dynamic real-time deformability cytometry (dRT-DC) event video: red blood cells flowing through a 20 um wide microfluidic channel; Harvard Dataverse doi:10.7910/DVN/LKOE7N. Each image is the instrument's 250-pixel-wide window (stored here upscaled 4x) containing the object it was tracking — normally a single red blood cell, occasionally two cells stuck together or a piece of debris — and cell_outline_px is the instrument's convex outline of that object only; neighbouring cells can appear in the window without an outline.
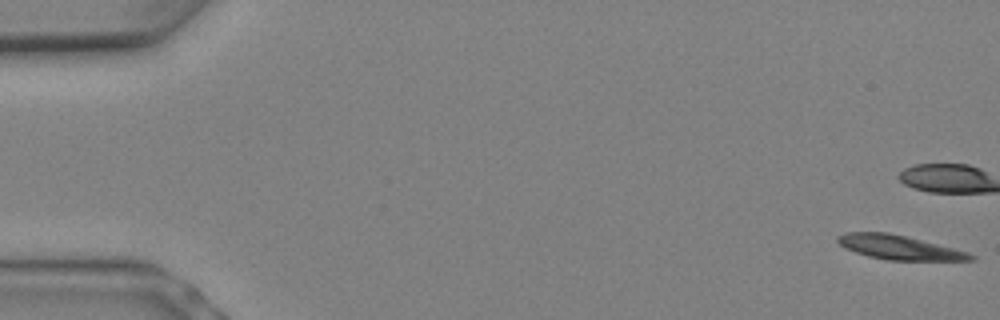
{"species": "Egyptian fruit bat (a non-hibernating species)", "species_latin": "Rousettus aegyptiacus", "temperature_condition": "warm", "stored_images_in_passage": 9, "camera_frame_rate_fps": 3000, "um_per_image_px": 0.085, "animal": {"sex": "female"}, "frame": {"image": 1, "passage_image": 1, "time_ms": 0.0, "image_size_px": [1000, 320], "cell_outline_px": [[976, 260], [888, 260], [868, 256], [844, 248], [836, 240], [836, 236], [844, 232], [888, 232], [968, 252], [976, 256]], "centroid_in_image_um": [76.38, 21.03], "position_along_channel_um": 8.6, "area_um2": 18.55}}